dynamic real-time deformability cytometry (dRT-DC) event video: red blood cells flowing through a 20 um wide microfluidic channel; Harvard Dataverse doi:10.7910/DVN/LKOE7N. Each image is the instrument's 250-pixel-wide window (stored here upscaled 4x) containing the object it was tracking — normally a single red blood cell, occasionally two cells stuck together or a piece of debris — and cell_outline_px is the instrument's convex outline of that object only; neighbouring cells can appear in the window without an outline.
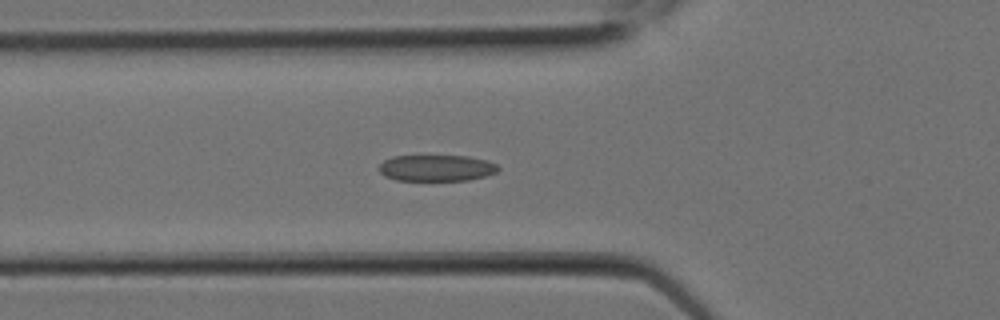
{"species": "Egyptian fruit bat (a non-hibernating species)", "species_latin": "Rousettus aegyptiacus", "temperature_condition": "room temperature", "stored_images_in_passage": 8, "camera_frame_rate_fps": 3000, "um_per_image_px": 0.085, "animal": {"sex": "female"}, "frame": {"image": 1, "passage_image": 8, "time_ms": 2.333, "image_size_px": [1000, 320], "cell_outline_px": [[500, 168], [496, 172], [484, 176], [468, 180], [396, 180], [384, 176], [376, 168], [384, 160], [392, 156], [468, 156], [488, 160], [496, 164]], "centroid_in_image_um": [37.07, 14.27], "position_along_channel_um": 88.7, "area_um2": 18.32}}